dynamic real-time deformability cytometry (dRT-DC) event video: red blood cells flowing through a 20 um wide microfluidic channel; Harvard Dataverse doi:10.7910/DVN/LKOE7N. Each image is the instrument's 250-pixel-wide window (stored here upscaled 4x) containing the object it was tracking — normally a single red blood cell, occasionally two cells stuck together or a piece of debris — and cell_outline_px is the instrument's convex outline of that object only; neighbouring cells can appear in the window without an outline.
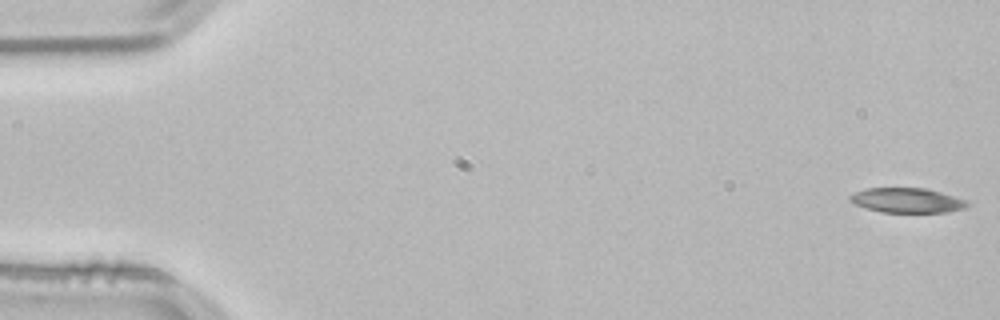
{"species": "common noctule bat (a hibernating species)", "species_latin": "Nyctalus noctula", "temperature_condition": "room temperature", "stored_images_in_passage": 53, "camera_frame_rate_fps": 3000, "um_per_image_px": 0.085, "animal": {"sex": "male", "body_mass_g": 21.5, "forearm_length_mm": 52.0}, "frame": {"image": 1, "passage_image": 1, "time_ms": 0.0, "image_size_px": [1000, 320], "cell_outline_px": [[972, 204], [964, 208], [948, 212], [880, 212], [856, 204], [848, 200], [848, 196], [864, 188], [924, 188], [940, 192], [964, 200]], "centroid_in_image_um": [77.08, 17.03], "position_along_channel_um": 7.9, "area_um2": 16.76}}
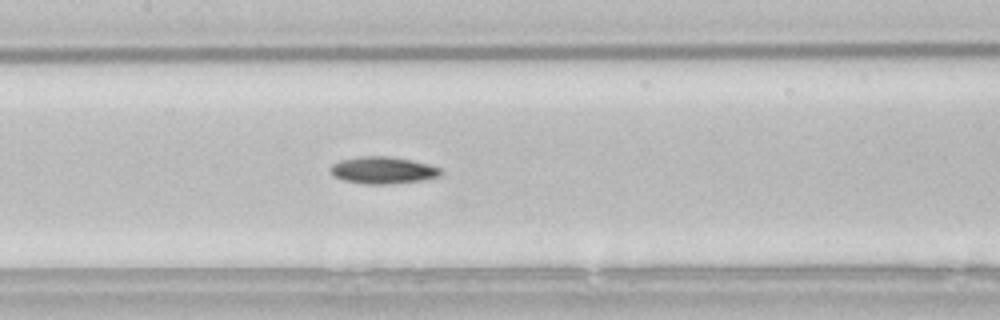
{"frame": {"image": 2, "passage_image": 25, "time_ms": 8.0, "image_size_px": [1000, 320], "cell_outline_px": [[440, 176], [420, 180], [388, 184], [364, 184], [344, 180], [336, 176], [328, 168], [332, 164], [340, 160], [360, 156], [388, 156], [428, 164], [440, 168]], "centroid_in_image_um": [32.51, 14.46], "position_along_channel_um": 174.9, "area_um2": 17.05}}
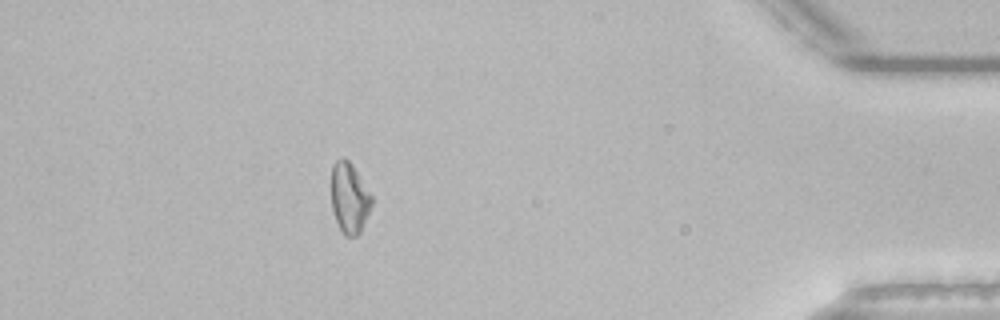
{"frame": {"image": 3, "passage_image": 47, "time_ms": 15.333, "image_size_px": [1000, 320], "cell_outline_px": [[372, 204], [360, 232], [356, 236], [344, 236], [336, 220], [332, 208], [332, 164], [340, 156], [344, 156], [352, 164], [372, 196]], "centroid_in_image_um": [29.69, 16.79], "position_along_channel_um": 405.5, "area_um2": 16.47}, "authors_computed_cell_mechanics": {"area_um2": 17.051, "velocity_mm_per_s": 3.8403, "shape_relaxation_time_tau1_ms": 7.9194, "shape_relaxation_time_tau2_ms": null, "deformation_change_tau1": 0.1493, "deformation_change_tau2": null}}